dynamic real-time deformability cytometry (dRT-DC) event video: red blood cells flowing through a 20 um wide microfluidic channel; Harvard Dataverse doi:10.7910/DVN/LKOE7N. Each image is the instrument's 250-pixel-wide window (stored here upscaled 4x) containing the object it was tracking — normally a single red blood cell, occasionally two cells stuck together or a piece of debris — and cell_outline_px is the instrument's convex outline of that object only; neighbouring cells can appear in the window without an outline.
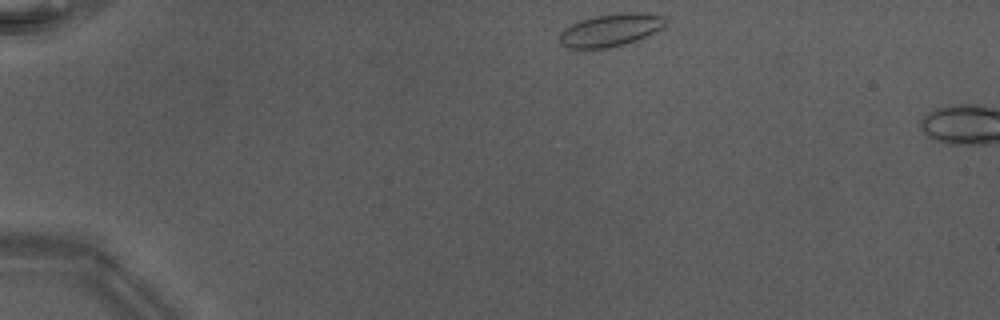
{"species": "Egyptian fruit bat (a non-hibernating species)", "species_latin": "Rousettus aegyptiacus", "temperature_condition": "warm", "stored_images_in_passage": 4, "camera_frame_rate_fps": 3000, "um_per_image_px": 0.085, "animal": {"sex": "male"}, "frame": {"image": 1, "passage_image": 1, "time_ms": 0.0, "image_size_px": [1000, 320], "cell_outline_px": [[668, 20], [664, 28], [636, 40], [624, 44], [608, 48], [568, 48], [560, 44], [560, 32], [564, 28], [580, 20], [596, 16], [624, 12], [636, 12], [664, 16]], "centroid_in_image_um": [51.92, 2.55], "position_along_channel_um": 33.1, "area_um2": 20.11}}